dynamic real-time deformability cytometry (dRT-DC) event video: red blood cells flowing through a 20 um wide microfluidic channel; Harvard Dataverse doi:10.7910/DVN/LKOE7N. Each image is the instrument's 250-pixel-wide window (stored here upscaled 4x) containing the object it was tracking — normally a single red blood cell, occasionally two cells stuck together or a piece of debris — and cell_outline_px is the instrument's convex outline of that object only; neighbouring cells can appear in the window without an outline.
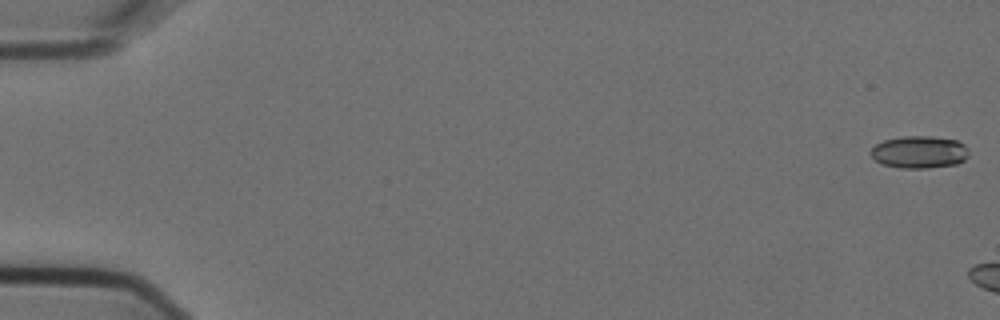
{"species": "Egyptian fruit bat (a non-hibernating species)", "species_latin": "Rousettus aegyptiacus", "temperature_condition": "cold", "stored_images_in_passage": 3, "camera_frame_rate_fps": 3000, "um_per_image_px": 0.085, "animal": {"sex": "female"}, "frame": {"image": 1, "passage_image": 1, "time_ms": 0.0, "image_size_px": [1000, 320], "cell_outline_px": [[968, 156], [964, 160], [956, 164], [928, 168], [900, 168], [884, 164], [876, 160], [868, 152], [876, 144], [884, 140], [904, 136], [932, 136], [956, 140], [964, 144], [968, 148]], "centroid_in_image_um": [78.15, 12.92], "position_along_channel_um": 6.8, "area_um2": 18.5}}